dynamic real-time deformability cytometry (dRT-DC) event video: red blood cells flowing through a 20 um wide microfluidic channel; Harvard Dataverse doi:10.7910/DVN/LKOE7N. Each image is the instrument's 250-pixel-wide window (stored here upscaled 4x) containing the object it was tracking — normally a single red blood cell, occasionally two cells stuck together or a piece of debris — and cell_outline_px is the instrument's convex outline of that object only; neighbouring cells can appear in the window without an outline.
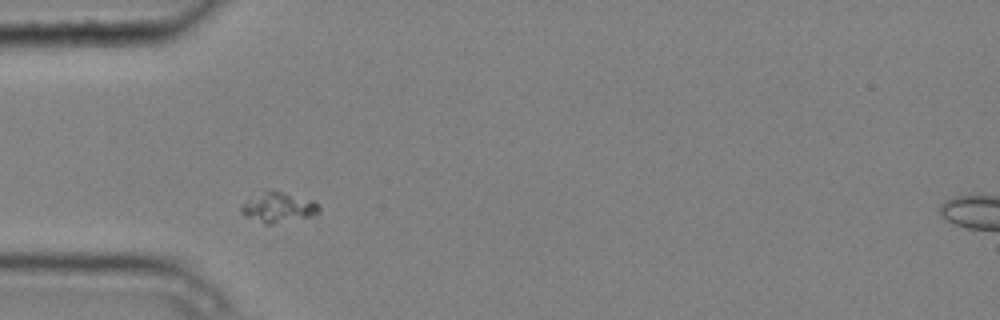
{"species": "common noctule bat (a hibernating species)", "species_latin": "Nyctalus noctula", "temperature_condition": "cold", "stored_images_in_passage": 2, "camera_frame_rate_fps": 3000, "um_per_image_px": 0.085, "animal": {"sex": "male", "body_mass_g": 20.4}, "frame": {"image": 1, "passage_image": 1, "time_ms": 0.0, "image_size_px": [1000, 320], "cell_outline_px": [[320, 212], [316, 216], [268, 224], [264, 224], [244, 216], [240, 212], [240, 208], [244, 204], [264, 188], [312, 200], [320, 204]], "centroid_in_image_um": [23.68, 17.63], "position_along_channel_um": 61.3, "area_um2": 13.7}}
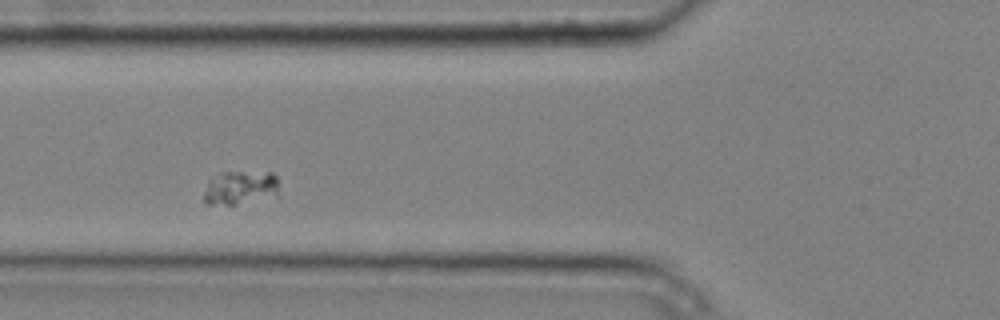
{"frame": {"image": 2, "passage_image": 2, "time_ms": 0.333, "image_size_px": [1000, 320], "cell_outline_px": [[276, 196], [236, 204], [204, 204], [204, 192], [208, 184], [220, 172], [272, 172], [276, 176]], "centroid_in_image_um": [20.41, 15.95], "position_along_channel_um": 105.4, "area_um2": 14.45}}